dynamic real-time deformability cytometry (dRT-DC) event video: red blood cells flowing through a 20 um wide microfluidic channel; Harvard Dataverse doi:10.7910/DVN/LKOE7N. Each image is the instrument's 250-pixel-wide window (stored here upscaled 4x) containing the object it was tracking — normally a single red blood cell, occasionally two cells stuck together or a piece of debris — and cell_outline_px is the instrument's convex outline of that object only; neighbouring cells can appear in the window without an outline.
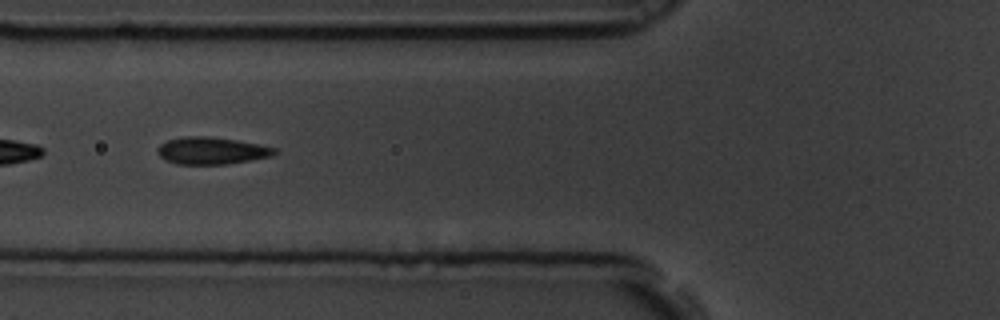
{"species": "common noctule bat (a hibernating species)", "species_latin": "Nyctalus noctula", "temperature_condition": "room temperature", "stored_images_in_passage": 57, "camera_frame_rate_fps": 3000, "um_per_image_px": 0.085, "animal": {"sex": "male", "body_mass_g": 19.5, "forearm_length_mm": 54.6}, "frame": {"image": 1, "passage_image": 21, "time_ms": 6.667, "image_size_px": [1000, 320], "cell_outline_px": [[276, 152], [272, 156], [228, 164], [176, 164], [164, 160], [156, 152], [156, 148], [160, 144], [168, 140], [184, 136], [204, 136], [236, 140], [260, 144], [276, 148]], "centroid_in_image_um": [17.95, 12.81], "position_along_channel_um": 107.9, "area_um2": 18.55}}
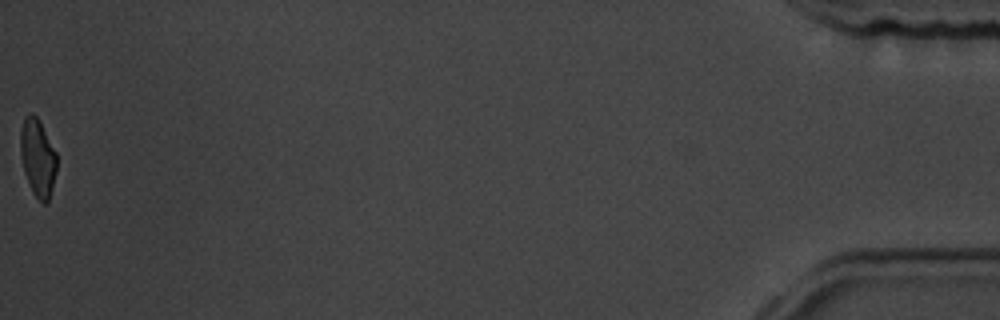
{"frame": {"image": 2, "passage_image": 57, "time_ms": 18.667, "image_size_px": [1000, 320], "cell_outline_px": [[56, 172], [52, 188], [48, 200], [44, 204], [32, 192], [24, 172], [20, 156], [20, 128], [24, 116], [28, 112], [32, 112], [36, 116], [56, 152]], "centroid_in_image_um": [3.17, 13.37], "position_along_channel_um": 432.0, "area_um2": 16.36}, "authors_computed_cell_mechanics": {"area_um2": 18.207, "velocity_mm_per_s": 3.5433, "shape_relaxation_time_tau1_ms": 2.5809, "shape_relaxation_time_tau2_ms": 1.0715, "deformation_change_tau1": 0.123, "deformation_change_tau2": 0.0454}}